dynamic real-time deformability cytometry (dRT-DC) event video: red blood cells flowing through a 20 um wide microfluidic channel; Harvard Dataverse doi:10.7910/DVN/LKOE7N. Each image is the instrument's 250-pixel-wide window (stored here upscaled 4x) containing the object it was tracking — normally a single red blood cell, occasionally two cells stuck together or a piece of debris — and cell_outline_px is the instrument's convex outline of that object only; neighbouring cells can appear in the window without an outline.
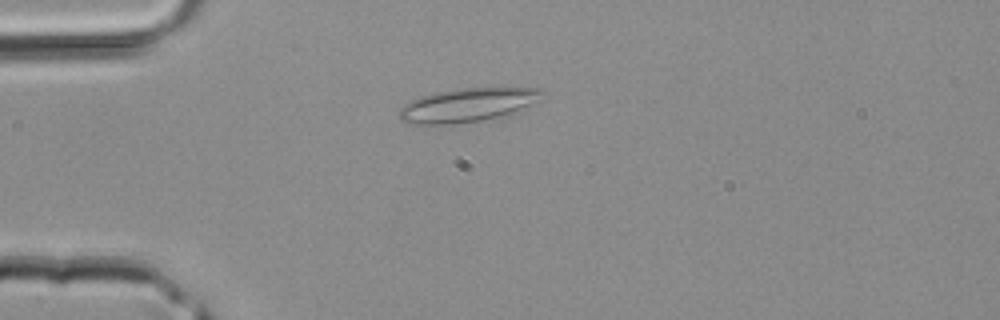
{"species": "common noctule bat (a hibernating species)", "species_latin": "Nyctalus noctula", "temperature_condition": "room temperature", "stored_images_in_passage": 36, "camera_frame_rate_fps": 3000, "um_per_image_px": 0.085, "animal": {"sex": "male", "body_mass_g": 20.4}, "frame": {"image": 1, "passage_image": 5, "time_ms": 1.333, "image_size_px": [1000, 320], "cell_outline_px": [[544, 92], [528, 104], [508, 112], [496, 116], [480, 120], [452, 124], [416, 124], [400, 120], [400, 108], [404, 104], [412, 100], [424, 96], [440, 92], [464, 88], [540, 88]], "centroid_in_image_um": [39.62, 8.92], "position_along_channel_um": 45.4, "area_um2": 26.65}}
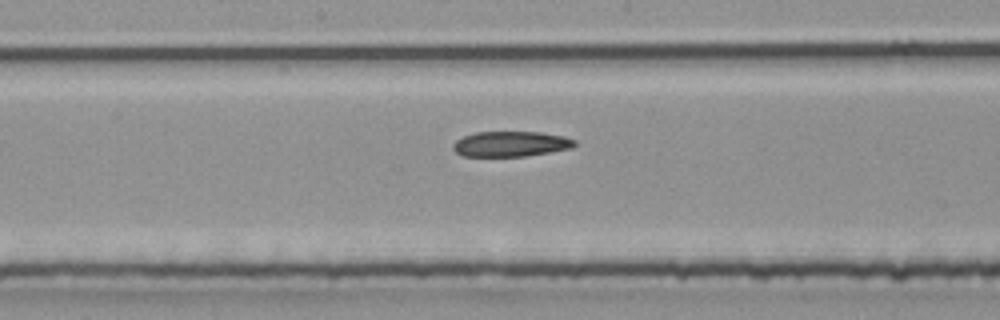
{"frame": {"image": 2, "passage_image": 16, "time_ms": 5.0, "image_size_px": [1000, 320], "cell_outline_px": [[576, 144], [572, 148], [524, 156], [460, 156], [452, 148], [452, 144], [456, 140], [464, 136], [476, 132], [540, 132], [564, 136], [576, 140]], "centroid_in_image_um": [43.4, 12.23], "position_along_channel_um": 204.8, "area_um2": 17.92}}
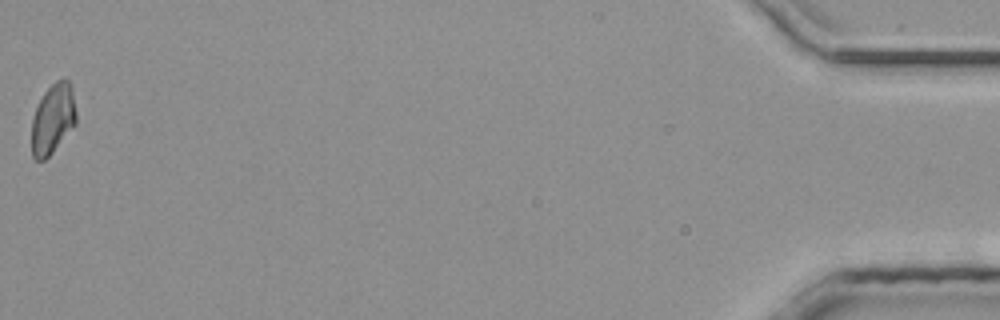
{"frame": {"image": 3, "passage_image": 36, "time_ms": 11.667, "image_size_px": [1000, 320], "cell_outline_px": [[76, 124], [52, 152], [44, 160], [36, 160], [32, 156], [32, 116], [44, 92], [56, 80], [68, 80], [72, 84], [76, 112]], "centroid_in_image_um": [4.5, 10.09], "position_along_channel_um": 430.7, "area_um2": 18.15}}